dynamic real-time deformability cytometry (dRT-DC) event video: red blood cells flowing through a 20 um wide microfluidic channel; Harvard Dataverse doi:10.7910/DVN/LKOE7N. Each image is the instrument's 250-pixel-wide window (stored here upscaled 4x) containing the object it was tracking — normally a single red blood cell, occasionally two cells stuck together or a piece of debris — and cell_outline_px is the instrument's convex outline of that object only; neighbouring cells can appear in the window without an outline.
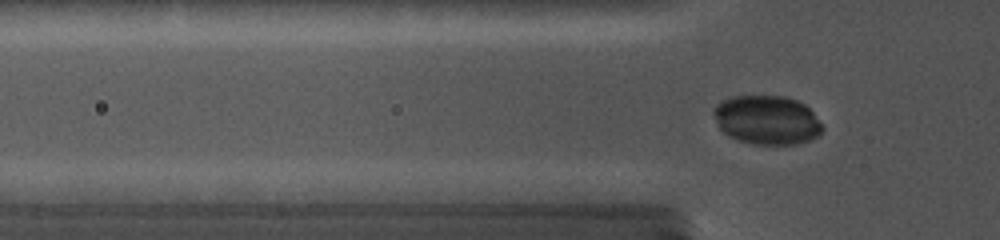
{"species": "common noctule bat (a hibernating species)", "species_latin": "Nyctalus noctula", "temperature_condition": "cold", "stored_images_in_passage": 59, "camera_frame_rate_fps": 5000, "um_per_image_px": 0.085, "animal": {"sex": "female", "body_mass_g": 19.0, "forearm_length_mm": 56.7}, "frame": {"image": 1, "passage_image": 26, "time_ms": 5.0, "image_size_px": [1000, 240], "cell_outline_px": [[824, 128], [812, 140], [796, 144], [752, 144], [736, 140], [724, 132], [716, 124], [712, 112], [712, 108], [716, 104], [724, 100], [736, 96], [784, 96], [796, 100], [804, 104], [812, 112]], "centroid_in_image_um": [65.16, 10.2], "position_along_channel_um": 60.6, "area_um2": 31.04}}
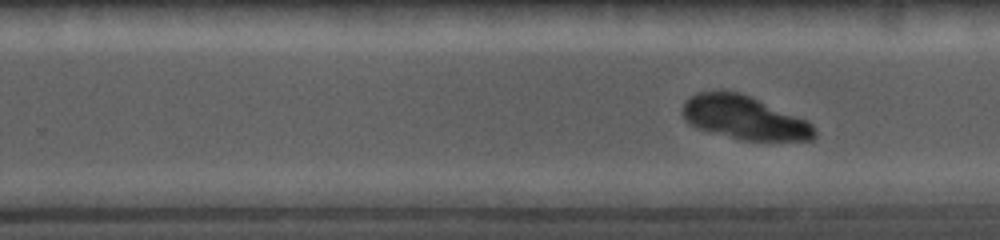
{"frame": {"image": 2, "passage_image": 48, "time_ms": 10.4, "image_size_px": [1000, 240], "cell_outline_px": [[816, 136], [812, 140], [740, 140], [708, 132], [696, 128], [688, 124], [684, 120], [684, 104], [692, 96], [700, 92], [736, 92], [748, 96], [808, 120], [812, 124], [816, 132]], "centroid_in_image_um": [63.28, 10.04], "position_along_channel_um": 266.5, "area_um2": 33.0}}
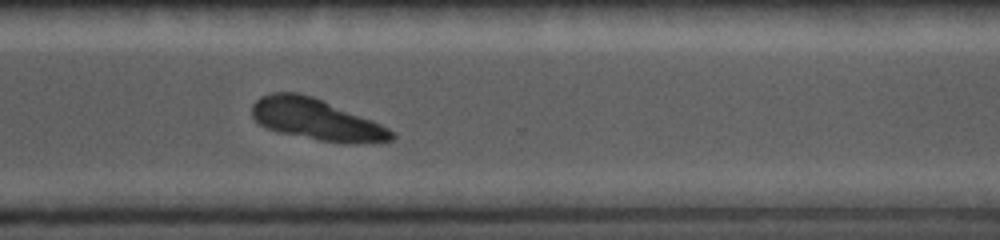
{"frame": {"image": 3, "passage_image": 58, "time_ms": 12.4, "image_size_px": [1000, 240], "cell_outline_px": [[396, 136], [392, 140], [376, 144], [348, 144], [320, 140], [280, 132], [268, 128], [260, 124], [252, 116], [252, 104], [260, 96], [272, 92], [296, 92], [312, 96], [372, 120], [396, 132]], "centroid_in_image_um": [26.94, 10.17], "position_along_channel_um": 343.7, "area_um2": 33.64}}